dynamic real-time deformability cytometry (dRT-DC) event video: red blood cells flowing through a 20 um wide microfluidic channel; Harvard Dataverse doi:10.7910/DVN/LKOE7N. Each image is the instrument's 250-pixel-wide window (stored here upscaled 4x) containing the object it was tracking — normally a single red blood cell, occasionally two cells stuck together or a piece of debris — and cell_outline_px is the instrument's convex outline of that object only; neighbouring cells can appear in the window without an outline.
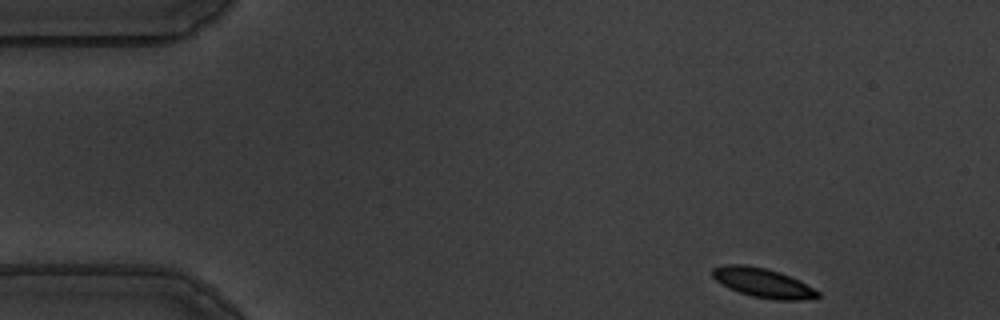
{"species": "common noctule bat (a hibernating species)", "species_latin": "Nyctalus noctula", "temperature_condition": "warm", "stored_images_in_passage": 51, "camera_frame_rate_fps": 3000, "um_per_image_px": 0.085, "animal": {"sex": "male", "body_mass_g": 19.5, "forearm_length_mm": 54.6}, "frame": {"image": 1, "passage_image": 1, "time_ms": 0.0, "image_size_px": [1000, 320], "cell_outline_px": [[820, 296], [800, 300], [776, 300], [752, 296], [728, 288], [720, 284], [712, 276], [712, 268], [724, 264], [744, 264], [768, 268], [780, 272], [800, 280], [820, 292]], "centroid_in_image_um": [64.83, 24.02], "position_along_channel_um": 20.2, "area_um2": 18.15}}
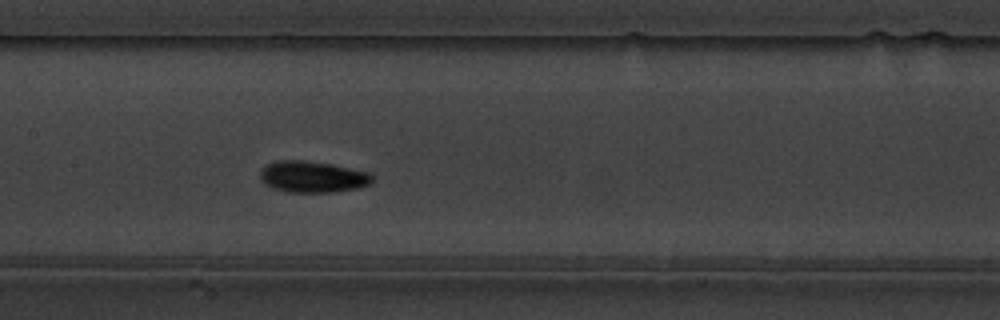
{"frame": {"image": 2, "passage_image": 22, "time_ms": 7.0, "image_size_px": [1000, 320], "cell_outline_px": [[372, 180], [368, 184], [356, 188], [332, 192], [284, 192], [272, 188], [264, 184], [260, 180], [260, 168], [264, 164], [276, 160], [300, 160], [332, 164], [368, 172], [372, 176]], "centroid_in_image_um": [26.47, 15.02], "position_along_channel_um": 180.9, "area_um2": 20.63}}
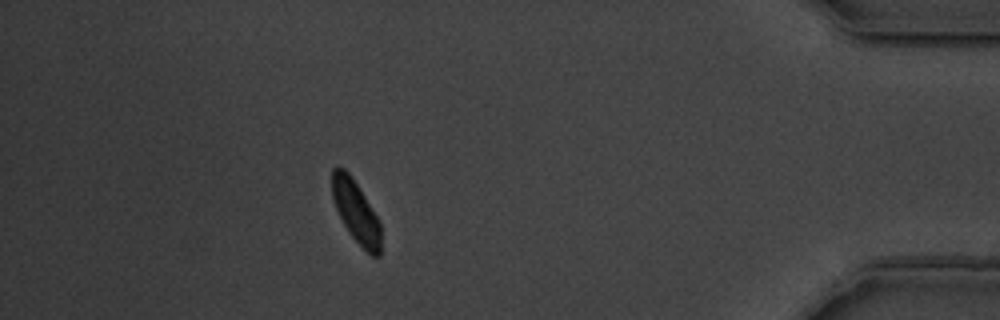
{"frame": {"image": 3, "passage_image": 45, "time_ms": 14.667, "image_size_px": [1000, 320], "cell_outline_px": [[380, 256], [372, 256], [352, 236], [344, 224], [332, 200], [332, 168], [336, 164], [344, 168], [352, 176], [380, 220]], "centroid_in_image_um": [30.24, 17.92], "position_along_channel_um": 405.0, "area_um2": 17.63}, "authors_computed_cell_mechanics": {"area_um2": 18.496, "velocity_mm_per_s": 3.5508, "shape_relaxation_time_tau1_ms": 2.664, "shape_relaxation_time_tau2_ms": 8.7955, "deformation_change_tau1": 0.1256, "deformation_change_tau2": 0.0954}}